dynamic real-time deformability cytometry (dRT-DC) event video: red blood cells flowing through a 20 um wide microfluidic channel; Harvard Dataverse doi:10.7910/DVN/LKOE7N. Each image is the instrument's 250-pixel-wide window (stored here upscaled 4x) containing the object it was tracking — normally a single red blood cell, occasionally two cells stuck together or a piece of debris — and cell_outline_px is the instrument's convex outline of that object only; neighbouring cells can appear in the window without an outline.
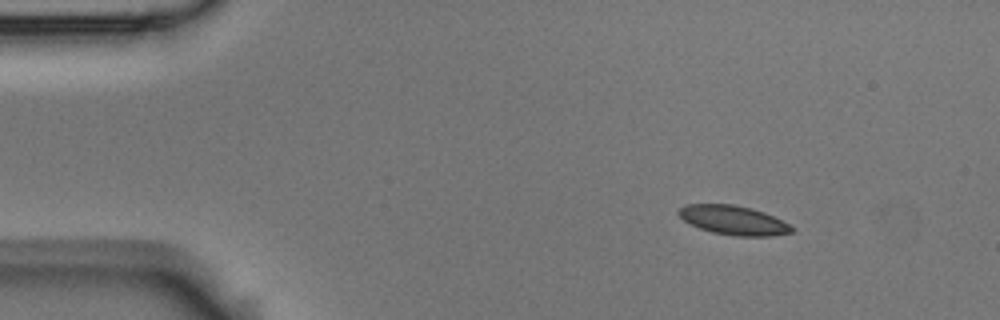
{"species": "Egyptian fruit bat (a non-hibernating species)", "species_latin": "Rousettus aegyptiacus", "temperature_condition": "room temperature", "stored_images_in_passage": 7, "camera_frame_rate_fps": 3000, "um_per_image_px": 0.085, "animal": {"sex": "male"}, "frame": {"image": 1, "passage_image": 2, "time_ms": 0.333, "image_size_px": [1000, 320], "cell_outline_px": [[796, 228], [792, 232], [772, 236], [736, 236], [712, 232], [700, 228], [684, 220], [676, 212], [680, 208], [688, 204], [736, 204], [752, 208], [764, 212]], "centroid_in_image_um": [62.35, 18.71], "position_along_channel_um": 22.6, "area_um2": 19.13}}
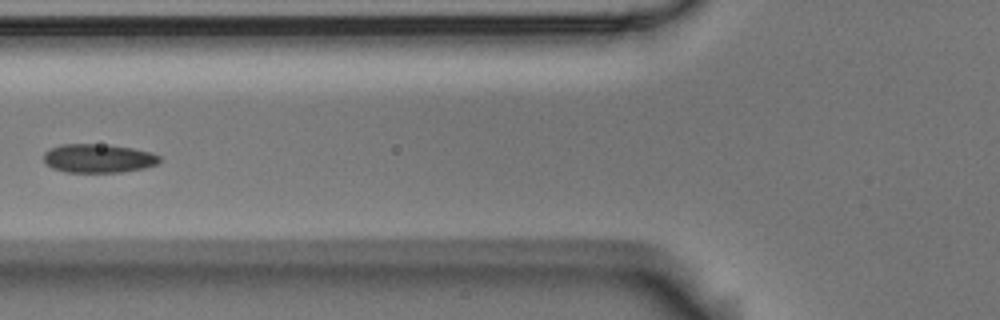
{"frame": {"image": 2, "passage_image": 6, "time_ms": 1.667, "image_size_px": [1000, 320], "cell_outline_px": [[160, 160], [156, 164], [144, 168], [120, 172], [68, 172], [52, 168], [44, 164], [44, 152], [48, 148], [60, 144], [108, 144], [132, 148], [152, 152], [160, 156]], "centroid_in_image_um": [8.32, 13.45], "position_along_channel_um": 117.5, "area_um2": 19.59}}
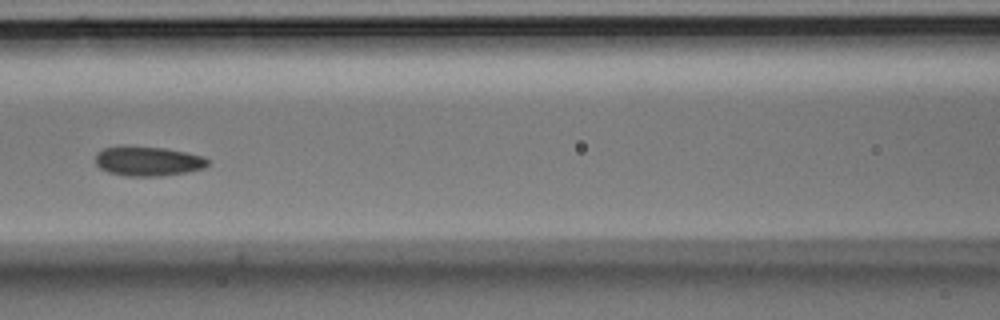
{"frame": {"image": 3, "passage_image": 7, "time_ms": 2.0, "image_size_px": [1000, 320], "cell_outline_px": [[208, 164], [204, 168], [184, 172], [160, 176], [124, 176], [108, 172], [100, 168], [96, 164], [96, 152], [104, 148], [120, 144], [128, 144], [164, 148], [188, 152], [204, 156], [208, 160]], "centroid_in_image_um": [12.53, 13.66], "position_along_channel_um": 154.1, "area_um2": 19.83}}